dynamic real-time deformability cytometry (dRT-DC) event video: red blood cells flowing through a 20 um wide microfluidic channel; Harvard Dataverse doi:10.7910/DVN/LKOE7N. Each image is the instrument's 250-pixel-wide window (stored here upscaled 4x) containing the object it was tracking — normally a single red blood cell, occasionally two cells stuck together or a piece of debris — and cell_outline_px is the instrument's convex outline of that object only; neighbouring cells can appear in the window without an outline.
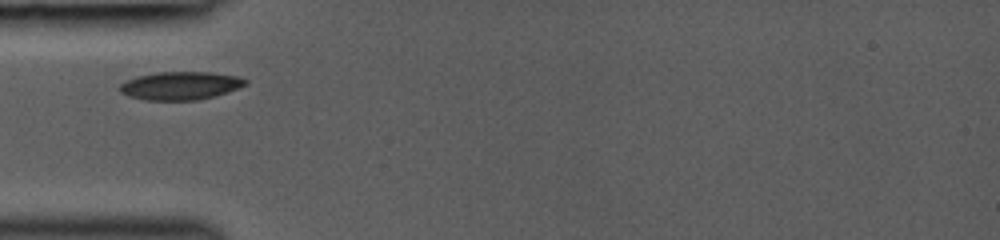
{"species": "common noctule bat (a hibernating species)", "species_latin": "Nyctalus noctula", "temperature_condition": "room temperature", "stored_images_in_passage": 31, "camera_frame_rate_fps": 3000, "um_per_image_px": 0.085, "animal": {"sex": "female", "body_mass_g": 19.0, "forearm_length_mm": 53.3}, "frame": {"image": 1, "passage_image": 1, "time_ms": 0.0, "image_size_px": [1000, 240], "cell_outline_px": [[248, 84], [212, 96], [196, 100], [144, 100], [128, 96], [120, 92], [120, 84], [124, 80], [136, 76], [156, 72], [212, 72], [240, 76], [248, 80]], "centroid_in_image_um": [15.3, 7.27], "position_along_channel_um": 69.7, "area_um2": 20.63}}
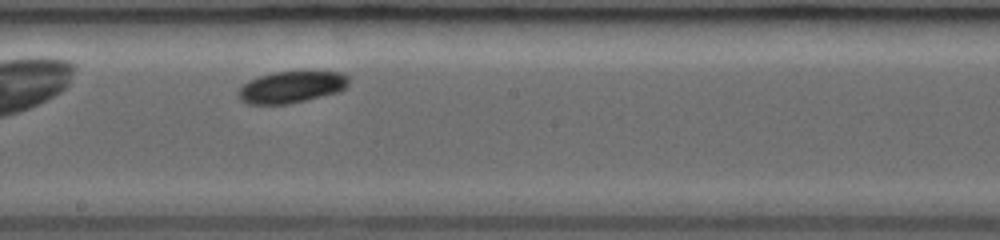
{"frame": {"image": 2, "passage_image": 14, "time_ms": 3.667, "image_size_px": [1000, 240], "cell_outline_px": [[348, 84], [340, 92], [288, 104], [248, 104], [240, 100], [236, 96], [236, 92], [248, 80], [272, 72], [340, 72], [348, 76]], "centroid_in_image_um": [24.73, 7.41], "position_along_channel_um": 223.5, "area_um2": 20.4}}
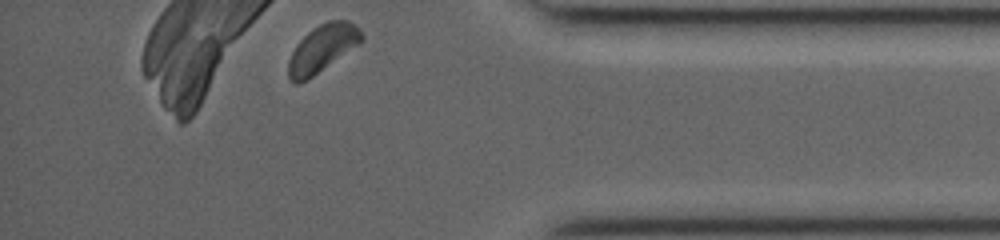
{"frame": {"image": 3, "passage_image": 31, "time_ms": 8.333, "image_size_px": [1000, 240], "cell_outline_px": [[364, 40], [360, 44], [312, 76], [296, 84], [288, 76], [288, 60], [292, 52], [300, 40], [308, 32], [320, 24], [328, 20], [348, 20], [364, 36]], "centroid_in_image_um": [27.4, 4.1], "position_along_channel_um": 407.8, "area_um2": 19.71}}